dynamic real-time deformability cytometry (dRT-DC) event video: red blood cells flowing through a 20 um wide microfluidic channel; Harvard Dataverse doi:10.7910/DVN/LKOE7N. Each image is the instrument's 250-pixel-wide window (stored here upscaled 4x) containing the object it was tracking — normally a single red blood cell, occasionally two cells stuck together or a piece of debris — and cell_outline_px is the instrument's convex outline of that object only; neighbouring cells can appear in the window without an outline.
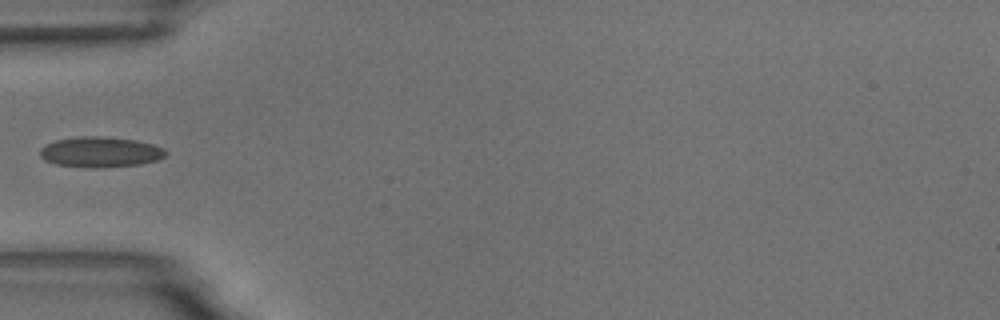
{"species": "common noctule bat (a hibernating species)", "species_latin": "Nyctalus noctula", "temperature_condition": "room temperature", "stored_images_in_passage": 13, "camera_frame_rate_fps": 3000, "um_per_image_px": 0.085, "animal": {"sex": "male", "body_mass_g": 18.8}, "frame": {"image": 1, "passage_image": 1, "time_ms": 0.0, "image_size_px": [1000, 320], "cell_outline_px": [[168, 152], [164, 156], [156, 160], [140, 164], [92, 168], [56, 164], [44, 160], [40, 156], [40, 148], [44, 144], [56, 140], [76, 136], [100, 136], [136, 140], [152, 144], [164, 148]], "centroid_in_image_um": [8.5, 12.91], "position_along_channel_um": 76.5, "area_um2": 22.31}}